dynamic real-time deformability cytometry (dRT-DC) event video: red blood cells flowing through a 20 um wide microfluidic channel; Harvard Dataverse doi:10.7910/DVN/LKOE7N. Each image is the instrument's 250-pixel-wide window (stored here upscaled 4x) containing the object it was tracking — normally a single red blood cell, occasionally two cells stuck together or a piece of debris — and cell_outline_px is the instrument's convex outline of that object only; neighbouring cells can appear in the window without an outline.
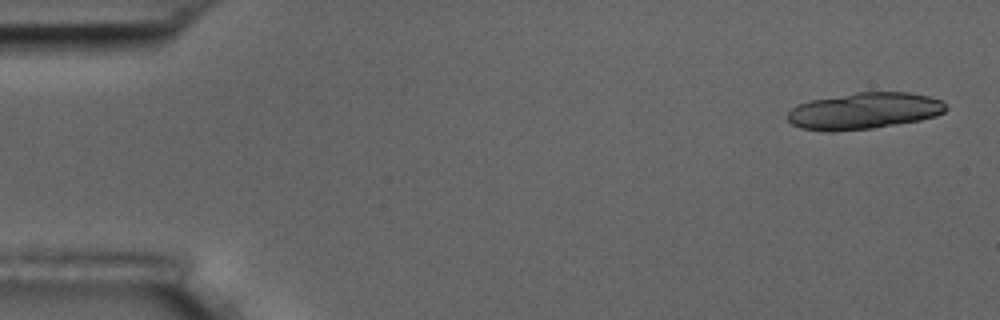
{"species": "common noctule bat (a hibernating species)", "species_latin": "Nyctalus noctula", "temperature_condition": "room temperature", "stored_images_in_passage": 4, "camera_frame_rate_fps": 3000, "um_per_image_px": 0.085, "animal": {"sex": "male", "body_mass_g": 17.5, "forearm_length_mm": 52.3}, "frame": {"image": 1, "passage_image": 1, "time_ms": 0.0, "image_size_px": [1000, 320], "cell_outline_px": [[948, 108], [944, 112], [936, 116], [920, 120], [872, 128], [832, 132], [828, 132], [800, 128], [792, 124], [784, 116], [792, 108], [800, 104], [812, 100], [856, 92], [908, 92], [928, 96], [944, 100]], "centroid_in_image_um": [73.46, 9.43], "position_along_channel_um": 11.5, "area_um2": 33.87}}